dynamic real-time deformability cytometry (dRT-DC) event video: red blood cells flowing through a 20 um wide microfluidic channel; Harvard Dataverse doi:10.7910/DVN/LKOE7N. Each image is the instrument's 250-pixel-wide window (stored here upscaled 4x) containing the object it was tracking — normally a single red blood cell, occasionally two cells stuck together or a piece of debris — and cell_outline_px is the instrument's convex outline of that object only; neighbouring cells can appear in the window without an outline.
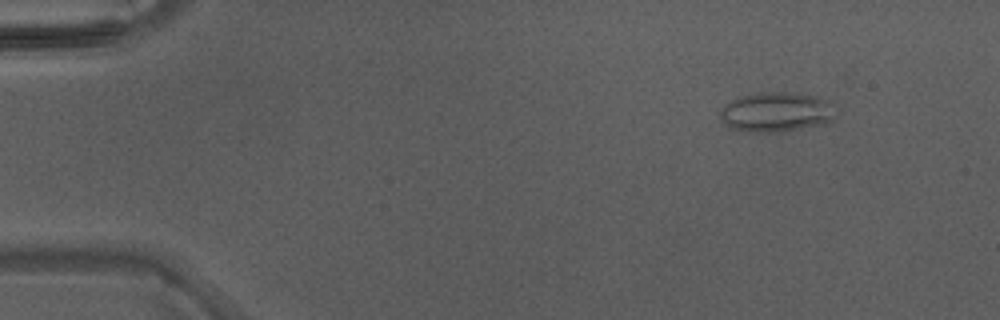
{"species": "Egyptian fruit bat (a non-hibernating species)", "species_latin": "Rousettus aegyptiacus", "temperature_condition": "warm", "stored_images_in_passage": 42, "camera_frame_rate_fps": 3000, "um_per_image_px": 0.085, "animal": {"sex": "male"}, "frame": {"image": 1, "passage_image": 2, "time_ms": 0.333, "image_size_px": [1000, 320], "cell_outline_px": [[832, 116], [828, 124], [772, 132], [756, 132], [728, 128], [720, 120], [720, 112], [724, 104], [740, 96], [760, 92], [784, 92], [816, 96], [828, 100], [832, 104]], "centroid_in_image_um": [65.93, 9.52], "position_along_channel_um": 19.1, "area_um2": 26.59}}
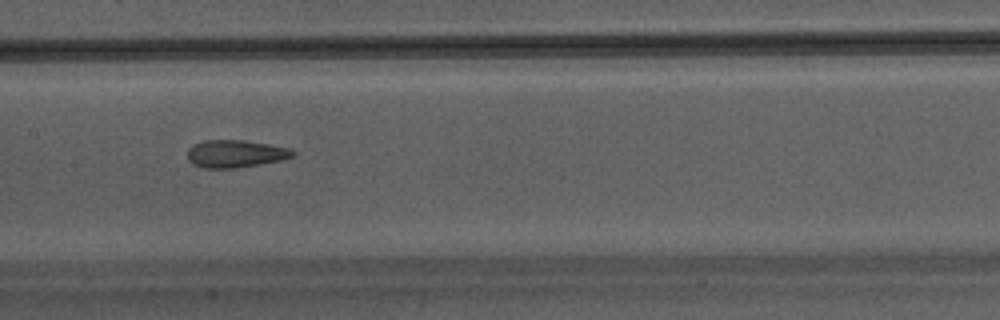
{"frame": {"image": 2, "passage_image": 20, "time_ms": 6.333, "image_size_px": [1000, 320], "cell_outline_px": [[296, 156], [280, 160], [260, 164], [232, 168], [204, 168], [192, 164], [188, 160], [188, 148], [192, 144], [204, 140], [244, 140], [268, 144], [288, 148], [296, 152]], "centroid_in_image_um": [19.99, 13.06], "position_along_channel_um": 187.4, "area_um2": 16.94}}
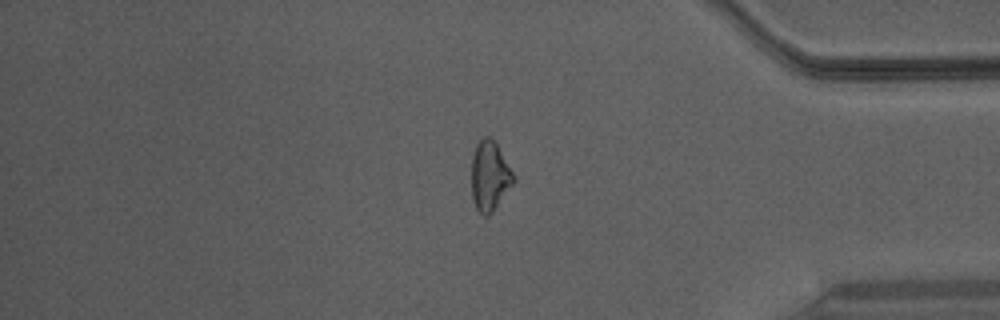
{"frame": {"image": 3, "passage_image": 35, "time_ms": 11.333, "image_size_px": [1000, 320], "cell_outline_px": [[516, 180], [492, 212], [488, 216], [484, 216], [476, 208], [472, 196], [472, 156], [476, 144], [484, 136], [488, 136], [496, 144], [516, 176]], "centroid_in_image_um": [41.63, 14.96], "position_along_channel_um": 393.6, "area_um2": 16.94}}